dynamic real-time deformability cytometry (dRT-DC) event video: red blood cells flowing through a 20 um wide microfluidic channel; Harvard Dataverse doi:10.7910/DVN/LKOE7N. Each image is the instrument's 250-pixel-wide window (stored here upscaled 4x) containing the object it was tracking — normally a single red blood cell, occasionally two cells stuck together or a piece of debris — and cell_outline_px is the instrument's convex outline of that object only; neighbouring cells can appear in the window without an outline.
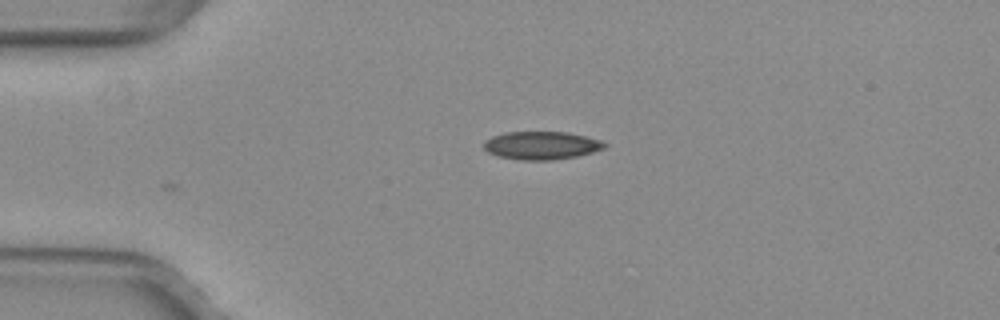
{"species": "common noctule bat (a hibernating species)", "species_latin": "Nyctalus noctula", "temperature_condition": "warm", "stored_images_in_passage": 4, "camera_frame_rate_fps": 3000, "um_per_image_px": 0.085, "animal": {"sex": "female", "body_mass_g": 29.2, "forearm_length_mm": 56.3}, "frame": {"image": 1, "passage_image": 1, "time_ms": 0.0, "image_size_px": [1000, 320], "cell_outline_px": [[608, 144], [604, 148], [592, 152], [576, 156], [552, 160], [520, 160], [496, 156], [488, 152], [484, 148], [484, 140], [492, 136], [504, 132], [568, 132], [600, 140]], "centroid_in_image_um": [45.99, 12.36], "position_along_channel_um": 39.0, "area_um2": 19.77}}